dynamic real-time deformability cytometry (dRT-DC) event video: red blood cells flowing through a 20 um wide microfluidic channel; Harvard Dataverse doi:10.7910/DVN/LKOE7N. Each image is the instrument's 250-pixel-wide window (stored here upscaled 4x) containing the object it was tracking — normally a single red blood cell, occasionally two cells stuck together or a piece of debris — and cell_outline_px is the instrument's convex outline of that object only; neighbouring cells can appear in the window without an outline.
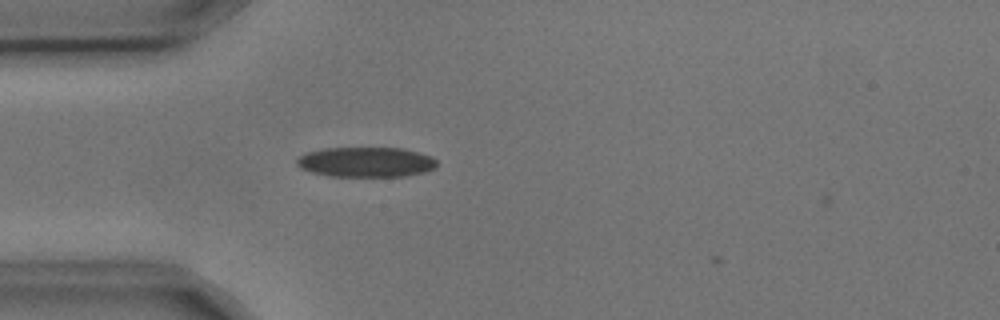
{"species": "common noctule bat (a hibernating species)", "species_latin": "Nyctalus noctula", "temperature_condition": "cold", "stored_images_in_passage": 2, "camera_frame_rate_fps": 3000, "um_per_image_px": 0.085, "animal": {"sex": "male", "body_mass_g": 17.9, "forearm_length_mm": 54.2}, "frame": {"image": 1, "passage_image": 1, "time_ms": 0.0, "image_size_px": [1000, 320], "cell_outline_px": [[436, 168], [424, 172], [404, 176], [328, 176], [312, 172], [300, 168], [296, 164], [296, 160], [300, 156], [308, 152], [324, 148], [400, 148], [432, 156], [436, 160]], "centroid_in_image_um": [31.1, 13.78], "position_along_channel_um": 53.9, "area_um2": 24.39}}